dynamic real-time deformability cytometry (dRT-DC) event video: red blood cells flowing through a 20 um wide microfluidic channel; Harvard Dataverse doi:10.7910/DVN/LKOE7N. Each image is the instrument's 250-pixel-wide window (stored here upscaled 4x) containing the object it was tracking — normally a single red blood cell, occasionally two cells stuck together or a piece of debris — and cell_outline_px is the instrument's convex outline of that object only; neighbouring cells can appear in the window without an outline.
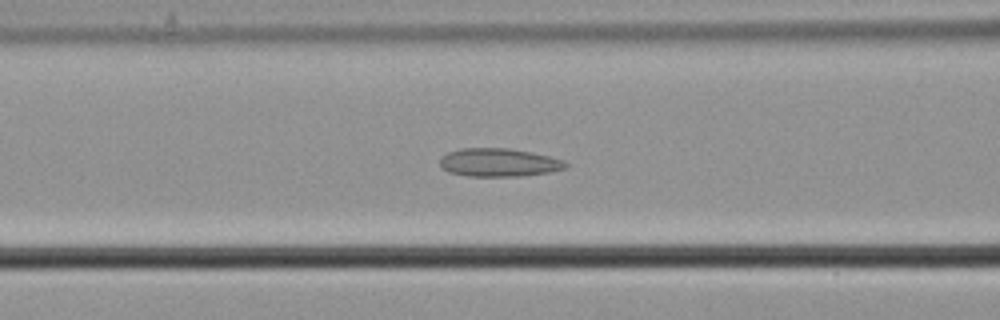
{"species": "common noctule bat (a hibernating species)", "species_latin": "Nyctalus noctula", "temperature_condition": "cold", "stored_images_in_passage": 36, "camera_frame_rate_fps": 3000, "um_per_image_px": 0.085, "animal": {"sex": "male", "body_mass_g": 21.5, "forearm_length_mm": 52.0}, "frame": {"image": 1, "passage_image": 7, "time_ms": 2.0, "image_size_px": [1000, 320], "cell_outline_px": [[568, 168], [548, 172], [520, 176], [468, 176], [448, 172], [440, 168], [440, 160], [448, 152], [460, 148], [508, 148], [548, 156], [564, 160], [568, 164]], "centroid_in_image_um": [42.38, 13.81], "position_along_channel_um": 124.2, "area_um2": 20.63}}
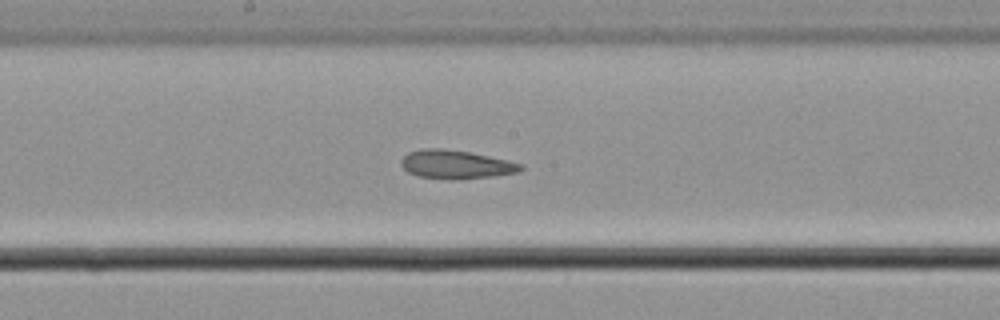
{"frame": {"image": 2, "passage_image": 14, "time_ms": 4.333, "image_size_px": [1000, 320], "cell_outline_px": [[524, 168], [520, 172], [492, 176], [460, 180], [448, 180], [420, 176], [408, 172], [400, 164], [400, 160], [408, 152], [420, 148], [440, 148], [468, 152], [504, 160], [520, 164]], "centroid_in_image_um": [38.69, 13.99], "position_along_channel_um": 209.5, "area_um2": 19.83}}
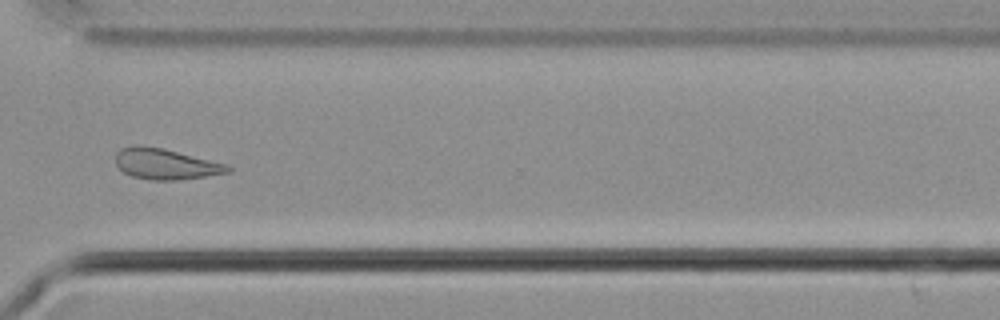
{"frame": {"image": 3, "passage_image": 26, "time_ms": 8.333, "image_size_px": [1000, 320], "cell_outline_px": [[232, 172], [180, 180], [152, 180], [132, 176], [124, 172], [116, 164], [116, 152], [120, 148], [132, 144], [140, 144], [164, 148], [228, 164], [232, 168]], "centroid_in_image_um": [14.09, 13.92], "position_along_channel_um": 356.5, "area_um2": 20.46}, "authors_computed_cell_mechanics": {"area_um2": 19.8254, "velocity_mm_per_s": 3.6553, "shape_relaxation_time_tau1_ms": null, "shape_relaxation_time_tau2_ms": 3.0926, "deformation_change_tau1": null, "deformation_change_tau2": 0.068}}